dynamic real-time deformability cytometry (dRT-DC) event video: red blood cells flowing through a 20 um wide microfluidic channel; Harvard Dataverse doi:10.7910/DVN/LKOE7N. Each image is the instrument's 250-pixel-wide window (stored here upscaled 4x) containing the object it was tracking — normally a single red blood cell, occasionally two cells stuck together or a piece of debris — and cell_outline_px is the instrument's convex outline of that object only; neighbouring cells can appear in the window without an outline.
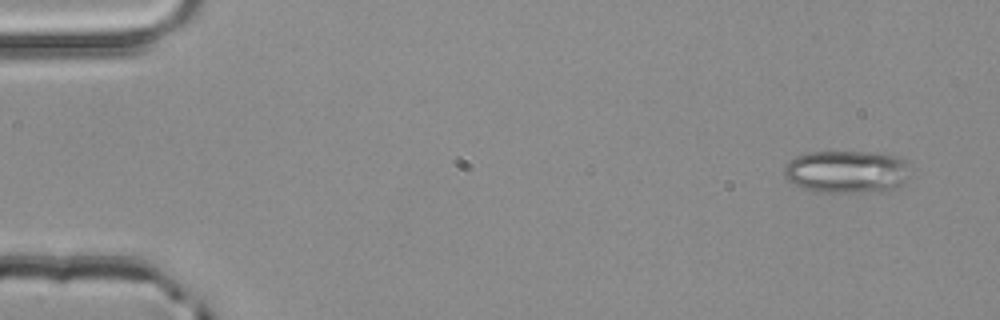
{"species": "common noctule bat (a hibernating species)", "species_latin": "Nyctalus noctula", "temperature_condition": "room temperature", "stored_images_in_passage": 3, "camera_frame_rate_fps": 3000, "um_per_image_px": 0.085, "animal": {"sex": "male", "body_mass_g": 20.4}, "frame": {"image": 1, "passage_image": 1, "time_ms": 0.0, "image_size_px": [1000, 320], "cell_outline_px": [[916, 176], [896, 188], [852, 192], [812, 192], [788, 180], [784, 172], [784, 164], [788, 160], [796, 156], [808, 152], [872, 152], [900, 156], [904, 160]], "centroid_in_image_um": [72.03, 14.58], "position_along_channel_um": 13.0, "area_um2": 31.79}}
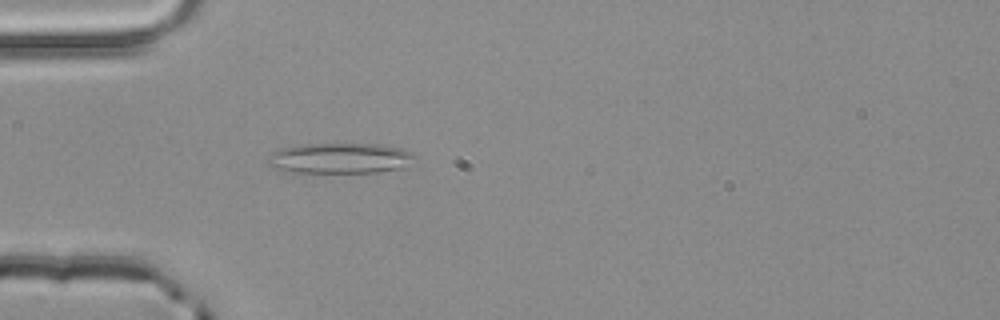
{"frame": {"image": 2, "passage_image": 3, "time_ms": 0.667, "image_size_px": [1000, 320], "cell_outline_px": [[416, 160], [404, 168], [380, 172], [296, 172], [276, 168], [268, 164], [264, 160], [272, 152], [280, 148], [300, 144], [380, 144], [404, 148], [412, 152], [416, 156]], "centroid_in_image_um": [28.95, 13.44], "position_along_channel_um": 56.0, "area_um2": 26.47}}